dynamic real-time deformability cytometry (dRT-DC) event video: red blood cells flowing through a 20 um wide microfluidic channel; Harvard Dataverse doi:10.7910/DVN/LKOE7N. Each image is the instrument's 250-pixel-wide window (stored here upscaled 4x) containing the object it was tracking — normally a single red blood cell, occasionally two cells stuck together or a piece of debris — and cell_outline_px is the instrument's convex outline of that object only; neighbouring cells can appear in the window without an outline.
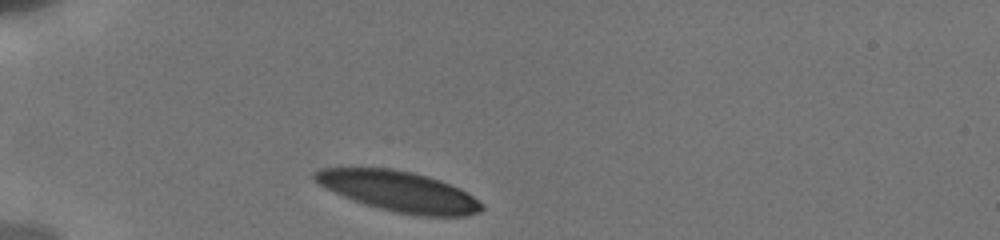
{"species": "human", "species_latin": "Homo sapiens", "temperature_condition": "cold", "stored_images_in_passage": 16, "camera_frame_rate_fps": 3000, "um_per_image_px": 0.085, "donor": {"sex": "male"}, "frame": {"image": 1, "passage_image": 1, "time_ms": 0.0, "image_size_px": [1000, 240], "cell_outline_px": [[484, 208], [480, 212], [464, 216], [416, 216], [396, 212], [364, 204], [352, 200], [324, 188], [312, 180], [312, 172], [320, 168], [392, 168], [412, 172], [428, 176], [440, 180], [460, 188], [484, 204]], "centroid_in_image_um": [33.88, 16.26], "position_along_channel_um": 51.1, "area_um2": 39.54}}
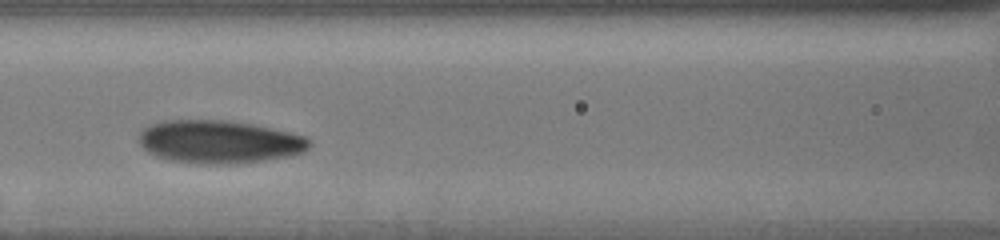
{"frame": {"image": 2, "passage_image": 10, "time_ms": 3.333, "image_size_px": [1000, 240], "cell_outline_px": [[312, 144], [304, 152], [288, 156], [264, 160], [236, 164], [196, 164], [172, 160], [156, 156], [148, 152], [140, 144], [140, 132], [148, 124], [164, 120], [228, 120], [252, 124], [308, 136], [312, 140]], "centroid_in_image_um": [18.66, 12.05], "position_along_channel_um": 147.9, "area_um2": 43.0}}
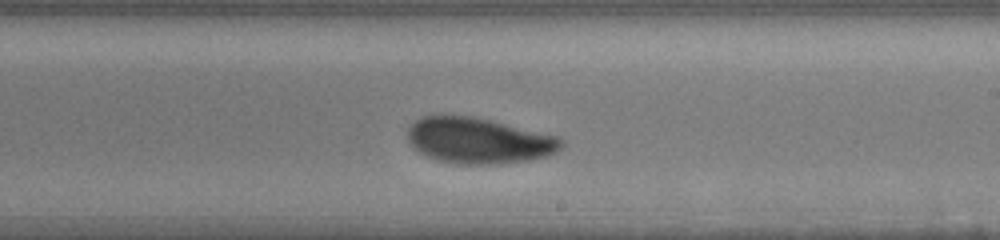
{"frame": {"image": 3, "passage_image": 16, "time_ms": 6.0, "image_size_px": [1000, 240], "cell_outline_px": [[564, 144], [556, 152], [548, 156], [528, 160], [500, 164], [456, 164], [440, 160], [428, 156], [420, 152], [408, 140], [408, 124], [420, 116], [472, 116], [556, 136], [564, 140]], "centroid_in_image_um": [40.68, 11.95], "position_along_channel_um": 248.3, "area_um2": 40.75}}